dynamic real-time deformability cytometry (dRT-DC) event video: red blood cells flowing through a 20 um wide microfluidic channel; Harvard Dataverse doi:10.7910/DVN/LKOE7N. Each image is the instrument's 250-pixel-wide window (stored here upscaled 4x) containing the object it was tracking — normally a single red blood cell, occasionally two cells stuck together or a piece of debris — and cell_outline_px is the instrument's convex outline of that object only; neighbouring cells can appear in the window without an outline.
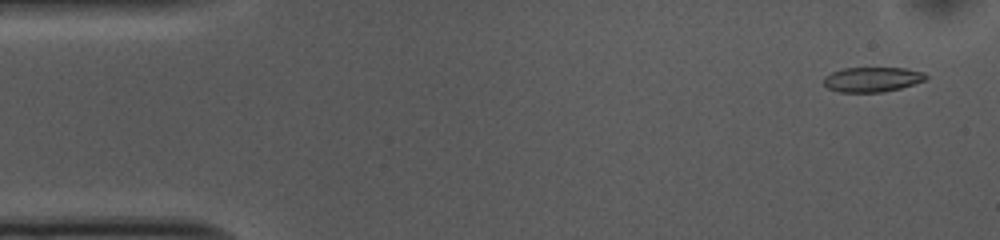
{"species": "common noctule bat (a hibernating species)", "species_latin": "Nyctalus noctula", "temperature_condition": "cold", "stored_images_in_passage": 14, "camera_frame_rate_fps": 3000, "um_per_image_px": 0.085, "animal": {"sex": "female", "body_mass_g": 10.0, "forearm_length_mm": 53.1}, "frame": {"image": 1, "passage_image": 3, "time_ms": 0.667, "image_size_px": [1000, 240], "cell_outline_px": [[928, 76], [924, 80], [900, 88], [884, 92], [840, 92], [828, 88], [824, 84], [824, 76], [832, 72], [844, 68], [904, 68], [924, 72]], "centroid_in_image_um": [74.12, 6.75], "position_along_channel_um": 10.9, "area_um2": 14.68}}
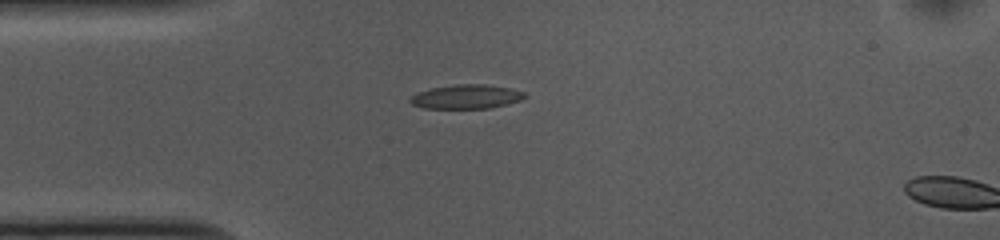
{"frame": {"image": 2, "passage_image": 13, "time_ms": 4.0, "image_size_px": [1000, 240], "cell_outline_px": [[528, 96], [520, 100], [508, 104], [488, 108], [424, 108], [412, 104], [408, 100], [416, 92], [432, 88], [456, 84], [484, 84], [508, 88], [524, 92]], "centroid_in_image_um": [39.63, 8.22], "position_along_channel_um": 45.4, "area_um2": 16.01}}